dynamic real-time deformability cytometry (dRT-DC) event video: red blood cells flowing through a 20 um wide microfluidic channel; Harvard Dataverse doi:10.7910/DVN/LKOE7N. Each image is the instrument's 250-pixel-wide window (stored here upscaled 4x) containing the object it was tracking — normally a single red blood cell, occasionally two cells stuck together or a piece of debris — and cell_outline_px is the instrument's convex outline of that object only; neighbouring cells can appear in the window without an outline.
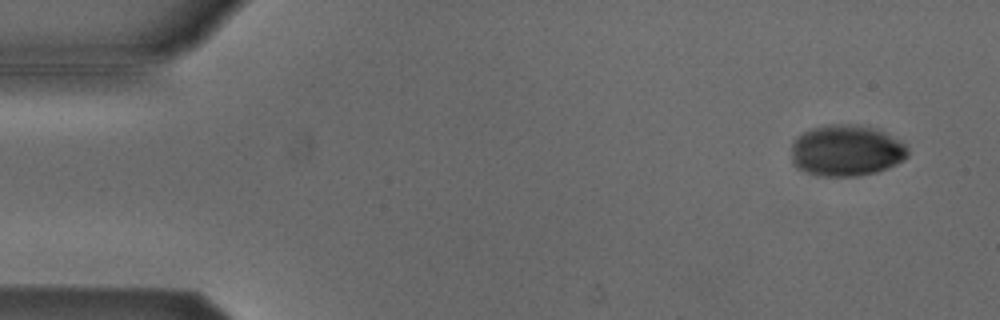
{"species": "Egyptian fruit bat (a non-hibernating species)", "species_latin": "Rousettus aegyptiacus", "temperature_condition": "cold", "stored_images_in_passage": 52, "camera_frame_rate_fps": 3000, "um_per_image_px": 0.085, "animal": {"sex": "male"}, "frame": {"image": 1, "passage_image": 2, "time_ms": 0.333, "image_size_px": [1000, 320], "cell_outline_px": [[908, 156], [904, 160], [888, 168], [876, 172], [860, 176], [820, 176], [796, 168], [792, 160], [792, 140], [796, 136], [812, 128], [828, 124], [856, 124], [872, 128], [884, 132], [900, 140], [908, 148]], "centroid_in_image_um": [71.93, 12.8], "position_along_channel_um": 13.1, "area_um2": 35.03}}
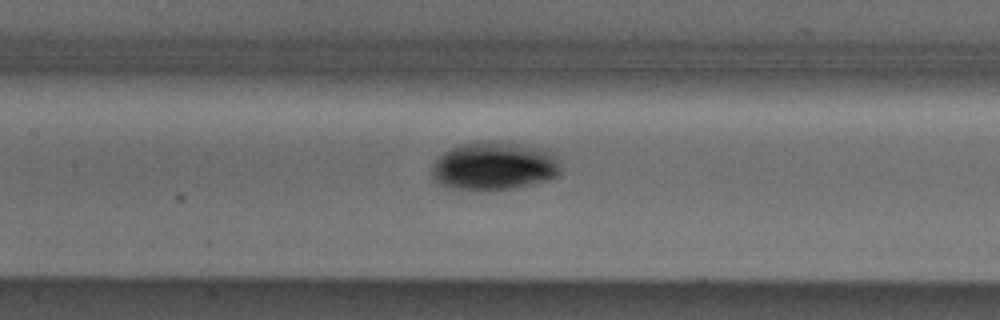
{"frame": {"image": 2, "passage_image": 23, "time_ms": 7.333, "image_size_px": [1000, 320], "cell_outline_px": [[560, 172], [556, 176], [548, 180], [516, 188], [448, 188], [432, 180], [432, 164], [444, 152], [460, 144], [496, 140], [548, 148], [560, 156]], "centroid_in_image_um": [42.08, 14.07], "position_along_channel_um": 165.3, "area_um2": 36.47}}
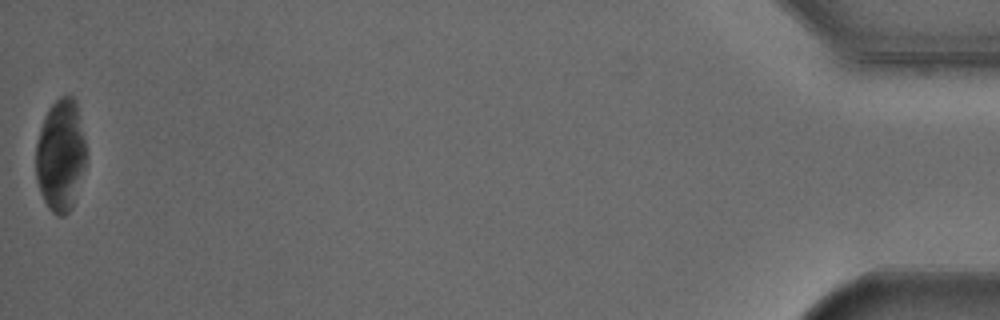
{"frame": {"image": 3, "passage_image": 52, "time_ms": 17.0, "image_size_px": [1000, 320], "cell_outline_px": [[84, 164], [72, 208], [64, 216], [56, 216], [48, 208], [40, 192], [36, 180], [36, 144], [40, 128], [44, 116], [48, 108], [60, 96], [72, 96], [76, 100], [84, 140]], "centroid_in_image_um": [5.11, 13.2], "position_along_channel_um": 430.1, "area_um2": 32.43}}